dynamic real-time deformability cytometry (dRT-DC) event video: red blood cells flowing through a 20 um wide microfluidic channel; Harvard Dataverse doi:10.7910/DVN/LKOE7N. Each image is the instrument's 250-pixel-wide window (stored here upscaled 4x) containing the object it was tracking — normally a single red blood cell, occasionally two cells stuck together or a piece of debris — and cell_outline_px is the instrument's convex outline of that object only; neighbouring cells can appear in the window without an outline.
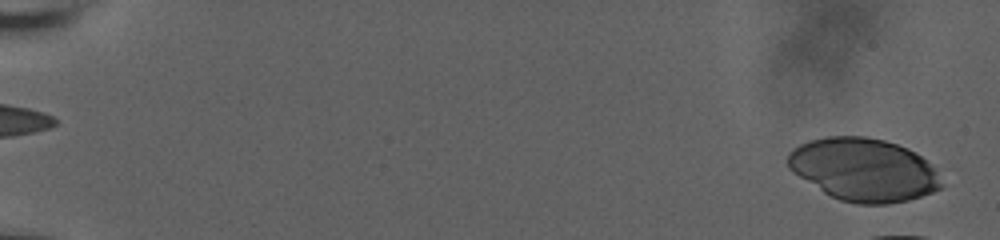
{"species": "human", "species_latin": "Homo sapiens", "temperature_condition": "room temperature", "stored_images_in_passage": 11, "camera_frame_rate_fps": 3000, "um_per_image_px": 0.085, "donor": {"sex": "male"}, "frame": {"image": 1, "passage_image": 2, "time_ms": 0.333, "image_size_px": [1000, 240], "cell_outline_px": [[944, 184], [940, 188], [932, 192], [908, 200], [888, 204], [856, 204], [840, 200], [824, 192], [792, 172], [788, 168], [788, 152], [792, 148], [800, 144], [824, 136], [864, 136], [884, 140], [908, 148], [916, 152], [932, 168]], "centroid_in_image_um": [73.38, 14.42], "position_along_channel_um": 11.6, "area_um2": 56.01}}